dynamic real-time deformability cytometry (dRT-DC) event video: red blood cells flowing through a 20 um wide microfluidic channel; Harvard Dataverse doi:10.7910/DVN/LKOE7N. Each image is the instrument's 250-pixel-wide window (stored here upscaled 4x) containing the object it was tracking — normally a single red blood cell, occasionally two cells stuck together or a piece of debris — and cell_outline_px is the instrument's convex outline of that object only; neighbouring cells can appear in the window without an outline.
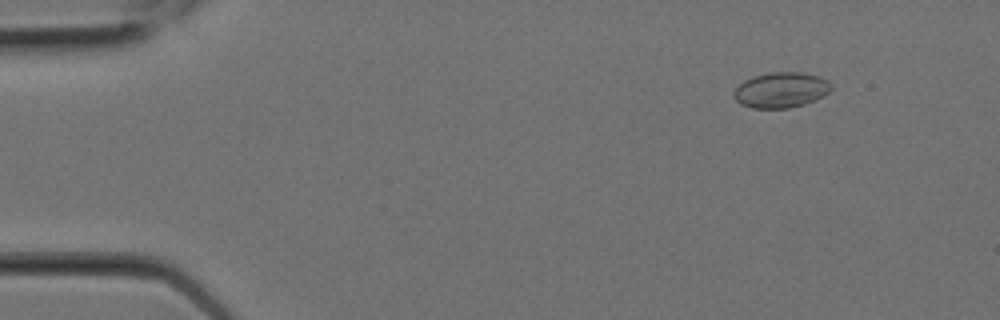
{"species": "Egyptian fruit bat (a non-hibernating species)", "species_latin": "Rousettus aegyptiacus", "temperature_condition": "room temperature", "stored_images_in_passage": 8, "camera_frame_rate_fps": 3000, "um_per_image_px": 0.085, "animal": {"sex": "female"}, "frame": {"image": 1, "passage_image": 3, "time_ms": 0.667, "image_size_px": [1000, 320], "cell_outline_px": [[832, 88], [824, 96], [816, 100], [804, 104], [788, 108], [752, 108], [740, 104], [732, 96], [732, 92], [744, 80], [752, 76], [768, 72], [800, 72], [820, 76], [828, 80], [832, 84]], "centroid_in_image_um": [66.38, 7.64], "position_along_channel_um": 18.6, "area_um2": 20.4}}
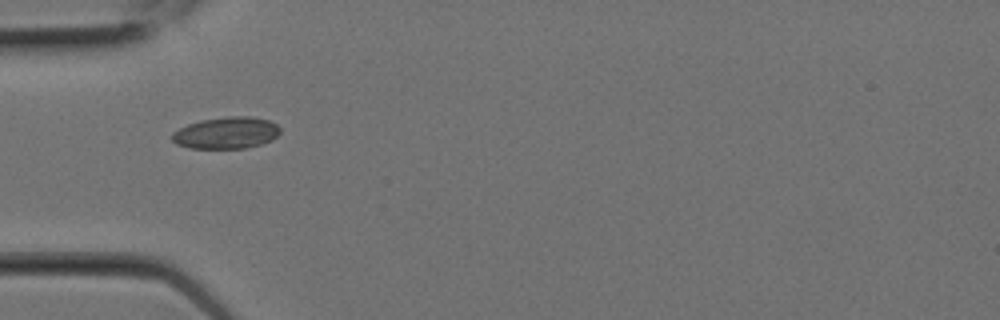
{"frame": {"image": 2, "passage_image": 7, "time_ms": 2.0, "image_size_px": [1000, 320], "cell_outline_px": [[280, 132], [272, 140], [260, 144], [244, 148], [192, 148], [176, 144], [172, 140], [172, 132], [188, 124], [200, 120], [228, 116], [252, 116], [268, 120], [276, 124], [280, 128]], "centroid_in_image_um": [19.23, 11.28], "position_along_channel_um": 65.8, "area_um2": 19.94}}
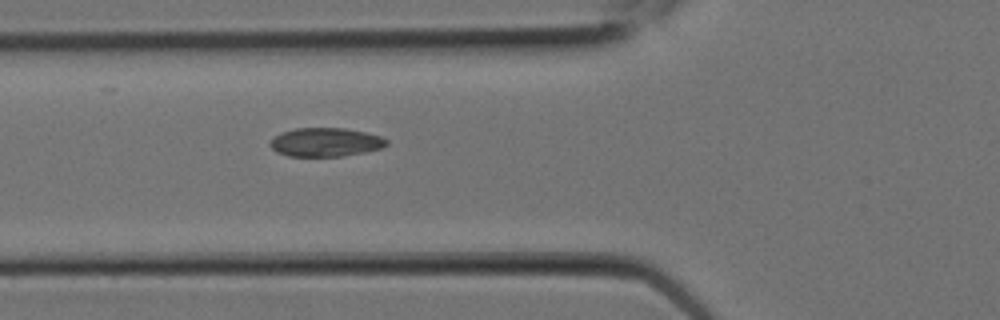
{"frame": {"image": 3, "passage_image": 8, "time_ms": 2.333, "image_size_px": [1000, 320], "cell_outline_px": [[388, 144], [380, 148], [364, 152], [340, 156], [288, 156], [276, 152], [268, 144], [276, 136], [284, 132], [296, 128], [344, 128], [364, 132], [380, 136], [388, 140]], "centroid_in_image_um": [27.67, 12.09], "position_along_channel_um": 98.1, "area_um2": 19.25}}